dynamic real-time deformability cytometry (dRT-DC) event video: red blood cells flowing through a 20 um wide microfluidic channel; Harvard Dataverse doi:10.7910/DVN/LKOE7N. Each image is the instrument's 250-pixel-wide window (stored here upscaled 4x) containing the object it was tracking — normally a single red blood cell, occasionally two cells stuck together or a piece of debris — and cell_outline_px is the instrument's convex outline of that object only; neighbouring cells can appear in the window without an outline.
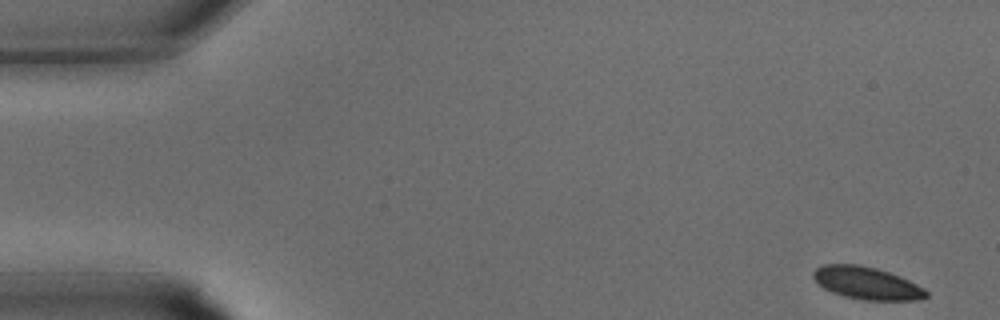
{"species": "common noctule bat (a hibernating species)", "species_latin": "Nyctalus noctula", "temperature_condition": "warm", "stored_images_in_passage": 32, "camera_frame_rate_fps": 3000, "um_per_image_px": 0.085, "animal": {"sex": "male", "body_mass_g": 15.6}, "frame": {"image": 1, "passage_image": 1, "time_ms": 0.0, "image_size_px": [1000, 320], "cell_outline_px": [[928, 296], [920, 300], [864, 300], [844, 296], [832, 292], [824, 288], [812, 276], [812, 272], [816, 268], [824, 264], [860, 264], [876, 268], [900, 276], [924, 288], [928, 292]], "centroid_in_image_um": [73.68, 24.06], "position_along_channel_um": 11.3, "area_um2": 21.33}}
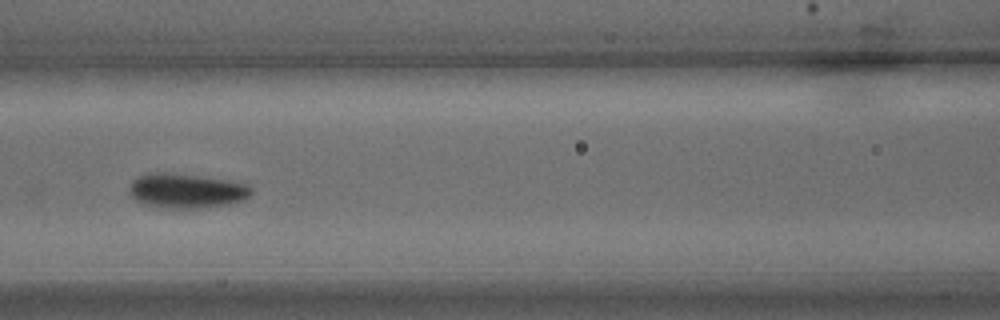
{"frame": {"image": 2, "passage_image": 14, "time_ms": 4.333, "image_size_px": [1000, 320], "cell_outline_px": [[252, 192], [244, 200], [232, 204], [200, 208], [156, 208], [144, 204], [136, 200], [128, 192], [128, 188], [132, 180], [140, 176], [152, 172], [168, 172], [232, 180], [248, 184], [252, 188]], "centroid_in_image_um": [15.85, 16.22], "position_along_channel_um": 150.7, "area_um2": 25.09}}
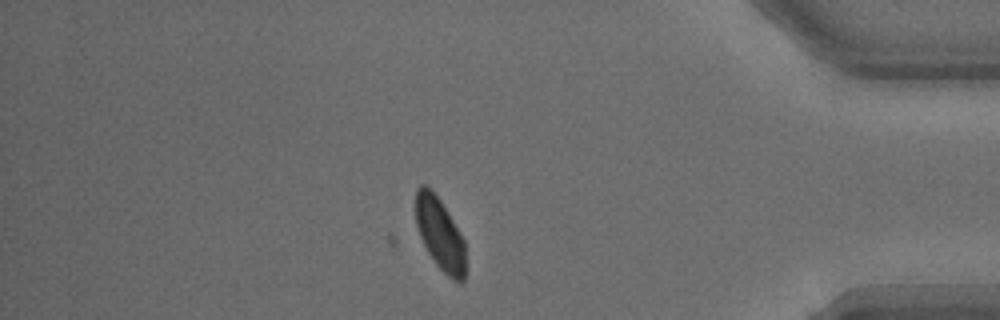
{"frame": {"image": 3, "passage_image": 28, "time_ms": 9.0, "image_size_px": [1000, 320], "cell_outline_px": [[464, 280], [460, 284], [456, 284], [436, 264], [428, 252], [420, 236], [416, 224], [416, 188], [420, 184], [424, 184], [440, 200], [448, 212], [460, 232], [464, 240]], "centroid_in_image_um": [37.4, 19.91], "position_along_channel_um": 397.8, "area_um2": 20.75}}